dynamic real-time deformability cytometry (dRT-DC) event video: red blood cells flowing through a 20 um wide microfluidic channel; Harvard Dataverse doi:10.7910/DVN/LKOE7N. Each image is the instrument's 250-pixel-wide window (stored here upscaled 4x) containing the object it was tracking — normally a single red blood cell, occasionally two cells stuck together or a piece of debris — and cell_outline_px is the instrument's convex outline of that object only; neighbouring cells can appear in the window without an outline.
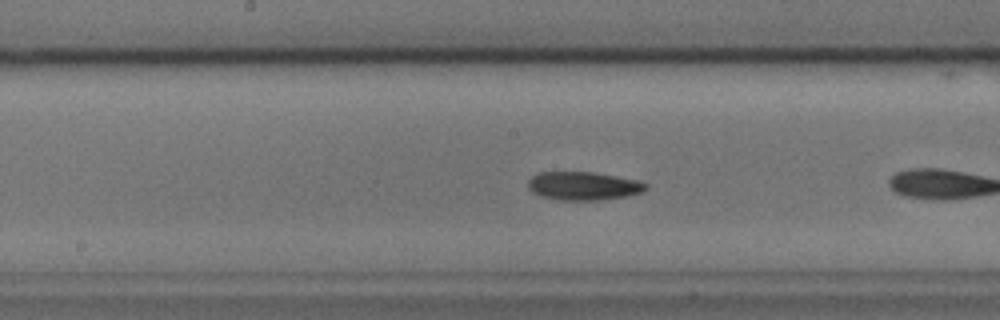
{"species": "common noctule bat (a hibernating species)", "species_latin": "Nyctalus noctula", "temperature_condition": "cold", "stored_images_in_passage": 40, "camera_frame_rate_fps": 3000, "um_per_image_px": 0.085, "animal": {"sex": "male", "body_mass_g": 17.9, "forearm_length_mm": 54.2}, "frame": {"image": 1, "passage_image": 12, "time_ms": 3.667, "image_size_px": [1000, 320], "cell_outline_px": [[648, 188], [640, 192], [628, 196], [600, 200], [560, 200], [540, 196], [532, 192], [528, 188], [528, 180], [536, 172], [592, 172], [616, 176], [636, 180], [648, 184]], "centroid_in_image_um": [49.56, 15.8], "position_along_channel_um": 198.6, "area_um2": 19.54}, "authors_computed_cell_mechanics": {"area_um2": 18.8139, "velocity_mm_per_s": 3.6793, "shape_relaxation_time_tau1_ms": 3.0386, "shape_relaxation_time_tau2_ms": null, "deformation_change_tau1": 0.093, "deformation_change_tau2": null}}